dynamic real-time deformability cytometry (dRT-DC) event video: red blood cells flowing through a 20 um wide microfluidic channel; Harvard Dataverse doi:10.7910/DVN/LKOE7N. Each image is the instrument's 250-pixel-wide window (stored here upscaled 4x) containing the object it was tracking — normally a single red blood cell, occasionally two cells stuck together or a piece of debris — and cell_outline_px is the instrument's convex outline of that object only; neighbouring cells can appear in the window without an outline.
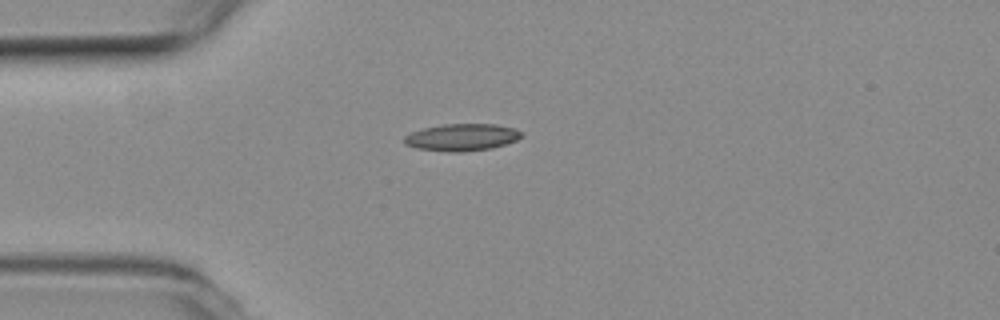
{"species": "common noctule bat (a hibernating species)", "species_latin": "Nyctalus noctula", "temperature_condition": "room temperature", "stored_images_in_passage": 1, "camera_frame_rate_fps": 3000, "um_per_image_px": 0.085, "animal": {"sex": "female", "body_mass_g": 19.3, "forearm_length_mm": 54.1}, "frame": {"image": 1, "passage_image": 1, "time_ms": 0.0, "image_size_px": [1000, 320], "cell_outline_px": [[524, 136], [516, 140], [492, 148], [460, 152], [448, 152], [416, 148], [404, 144], [404, 136], [412, 132], [424, 128], [444, 124], [496, 124], [512, 128], [524, 132]], "centroid_in_image_um": [39.27, 11.67], "position_along_channel_um": 45.7, "area_um2": 18.5}}